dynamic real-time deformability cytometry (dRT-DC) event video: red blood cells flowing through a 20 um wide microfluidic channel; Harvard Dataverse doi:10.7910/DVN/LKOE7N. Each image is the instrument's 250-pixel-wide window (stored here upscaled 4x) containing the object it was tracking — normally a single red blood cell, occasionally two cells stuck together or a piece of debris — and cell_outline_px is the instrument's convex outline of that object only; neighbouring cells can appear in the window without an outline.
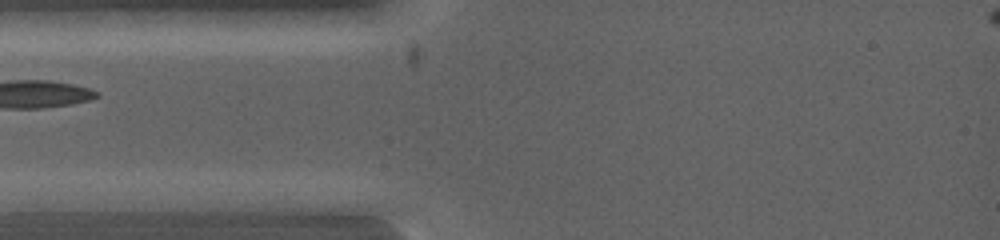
{"species": "common noctule bat (a hibernating species)", "species_latin": "Nyctalus noctula", "temperature_condition": "warm", "stored_images_in_passage": 6, "camera_frame_rate_fps": 5000, "um_per_image_px": 0.085, "animal": {"sex": "female", "body_mass_g": 19.0, "forearm_length_mm": 53.3}, "frame": {"image": 1, "passage_image": 3, "time_ms": 0.6, "image_size_px": [1000, 240], "cell_outline_px": [[124, 200], [116, 212], [16, 212], [12, 200], [36, 192], [104, 192]], "centroid_in_image_um": [5.75, 17.21], "position_along_channel_um": 79.2, "area_um2": 14.39}}